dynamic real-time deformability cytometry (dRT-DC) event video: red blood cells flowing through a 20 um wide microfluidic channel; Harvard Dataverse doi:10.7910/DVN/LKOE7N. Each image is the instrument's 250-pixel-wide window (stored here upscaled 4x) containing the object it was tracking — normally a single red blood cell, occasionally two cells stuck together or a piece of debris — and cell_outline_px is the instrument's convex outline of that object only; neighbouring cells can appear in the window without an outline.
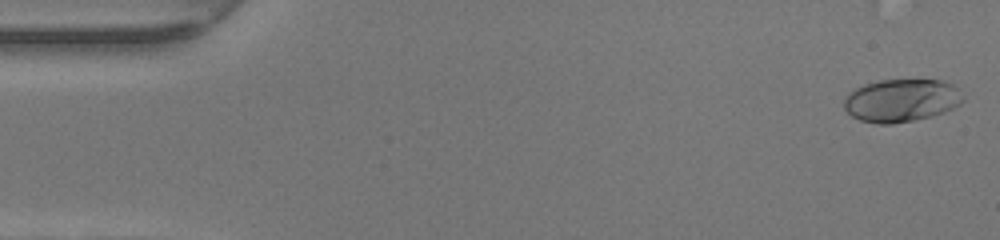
{"species": "human", "species_latin": "Homo sapiens", "temperature_condition": "warm", "stored_images_in_passage": 48, "camera_frame_rate_fps": 3000, "um_per_image_px": 0.085, "donor": {"sex": "female"}, "frame": {"image": 1, "passage_image": 1, "time_ms": 0.0, "image_size_px": [1000, 240], "cell_outline_px": [[964, 100], [960, 104], [944, 112], [932, 116], [892, 124], [876, 124], [860, 120], [852, 116], [844, 108], [844, 96], [856, 88], [864, 84], [880, 80], [944, 80], [952, 84], [964, 96]], "centroid_in_image_um": [76.61, 8.53], "position_along_channel_um": 8.4, "area_um2": 29.77}}
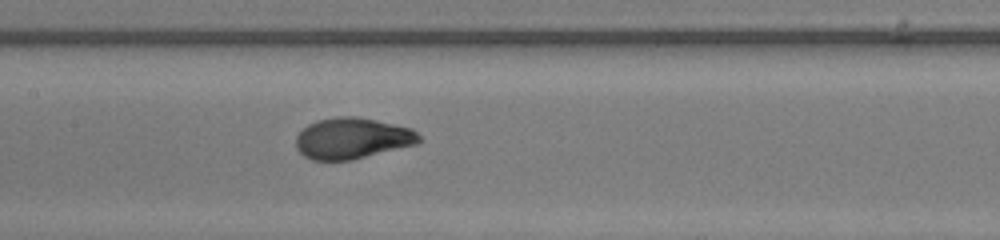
{"frame": {"image": 2, "passage_image": 23, "time_ms": 7.333, "image_size_px": [1000, 240], "cell_outline_px": [[424, 140], [416, 144], [352, 160], [312, 160], [304, 156], [296, 148], [296, 136], [308, 124], [316, 120], [340, 116], [356, 116], [376, 120], [412, 128]], "centroid_in_image_um": [29.95, 11.75], "position_along_channel_um": 177.5, "area_um2": 29.54}}
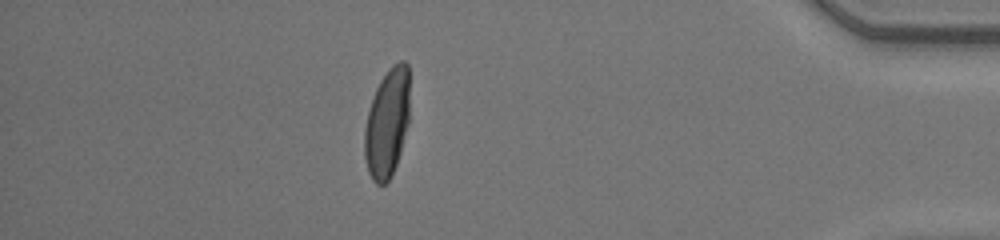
{"frame": {"image": 3, "passage_image": 42, "time_ms": 13.667, "image_size_px": [1000, 240], "cell_outline_px": [[408, 124], [400, 152], [396, 164], [388, 180], [384, 184], [376, 184], [372, 180], [368, 172], [364, 156], [364, 128], [368, 112], [376, 88], [380, 80], [388, 68], [392, 64], [400, 60], [404, 60], [408, 64]], "centroid_in_image_um": [32.89, 10.44], "position_along_channel_um": 402.3, "area_um2": 28.5}, "authors_computed_cell_mechanics": {"area_um2": 29.0445, "velocity_mm_per_s": 4.2964, "shape_relaxation_time_tau1_ms": 3.0798, "shape_relaxation_time_tau2_ms": null, "deformation_change_tau1": 0.1936, "deformation_change_tau2": null}}